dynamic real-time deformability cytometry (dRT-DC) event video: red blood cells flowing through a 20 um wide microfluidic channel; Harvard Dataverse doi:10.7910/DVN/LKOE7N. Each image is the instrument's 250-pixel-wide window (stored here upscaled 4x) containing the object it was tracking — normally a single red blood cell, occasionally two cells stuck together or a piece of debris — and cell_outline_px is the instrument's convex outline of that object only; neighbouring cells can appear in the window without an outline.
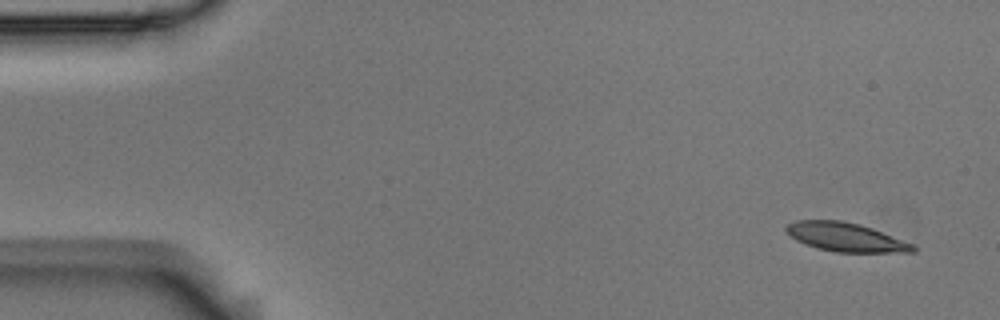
{"species": "Egyptian fruit bat (a non-hibernating species)", "species_latin": "Rousettus aegyptiacus", "temperature_condition": "room temperature", "stored_images_in_passage": 8, "camera_frame_rate_fps": 3000, "um_per_image_px": 0.085, "animal": {"sex": "male"}, "frame": {"image": 1, "passage_image": 1, "time_ms": 0.0, "image_size_px": [1000, 320], "cell_outline_px": [[916, 252], [836, 252], [816, 248], [796, 240], [784, 228], [788, 224], [796, 220], [840, 220], [860, 224], [872, 228], [916, 244]], "centroid_in_image_um": [71.94, 20.16], "position_along_channel_um": 13.1, "area_um2": 21.33}}
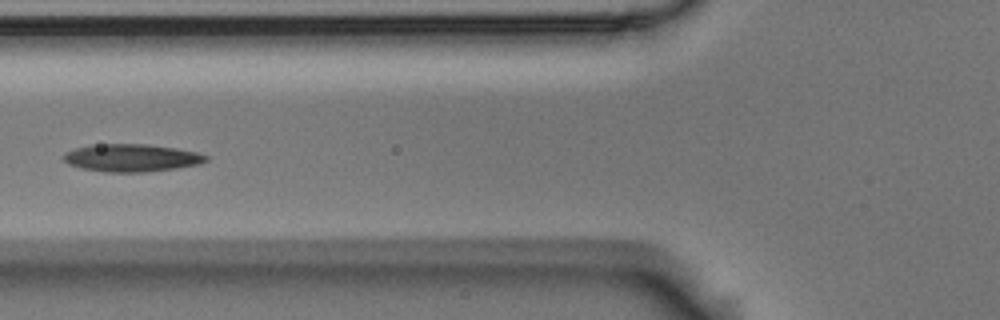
{"frame": {"image": 2, "passage_image": 6, "time_ms": 1.667, "image_size_px": [1000, 320], "cell_outline_px": [[208, 160], [200, 164], [176, 168], [144, 172], [104, 172], [80, 168], [68, 164], [64, 160], [64, 152], [76, 148], [92, 144], [148, 144], [176, 148], [196, 152], [208, 156]], "centroid_in_image_um": [11.17, 13.41], "position_along_channel_um": 114.6, "area_um2": 23.0}}
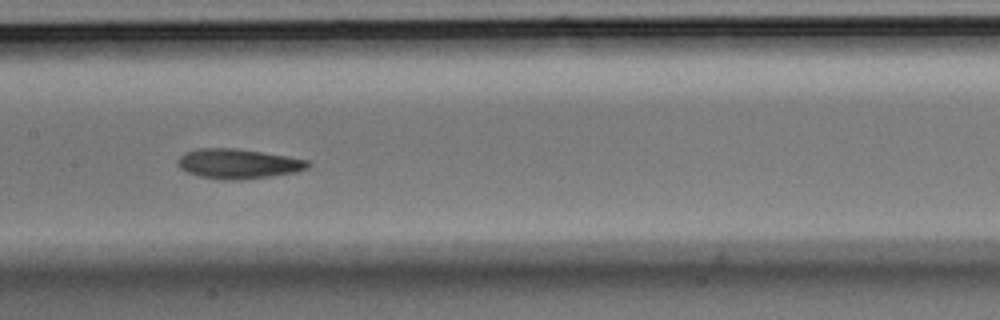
{"frame": {"image": 3, "passage_image": 8, "time_ms": 2.333, "image_size_px": [1000, 320], "cell_outline_px": [[312, 164], [308, 168], [296, 172], [272, 176], [236, 180], [232, 180], [200, 176], [188, 172], [180, 168], [176, 164], [176, 160], [184, 152], [200, 148], [236, 148], [308, 160]], "centroid_in_image_um": [20.23, 13.91], "position_along_channel_um": 187.2, "area_um2": 22.43}}